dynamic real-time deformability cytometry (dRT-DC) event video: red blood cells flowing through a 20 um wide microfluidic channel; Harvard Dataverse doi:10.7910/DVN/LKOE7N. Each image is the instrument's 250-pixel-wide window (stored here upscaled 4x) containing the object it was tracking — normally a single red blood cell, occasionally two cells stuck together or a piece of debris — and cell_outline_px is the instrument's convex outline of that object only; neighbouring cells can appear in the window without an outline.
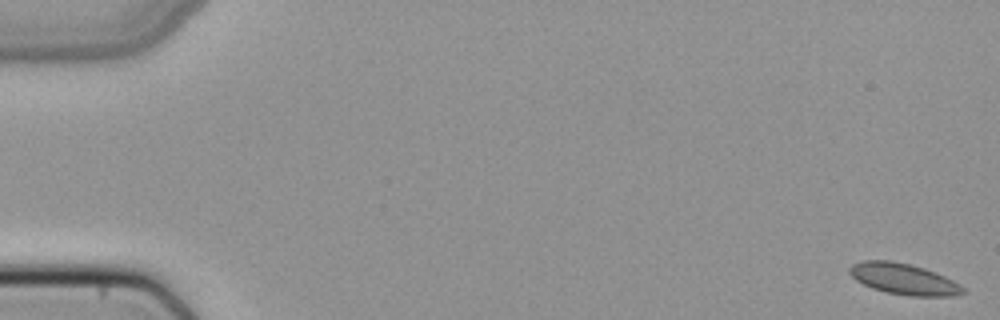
{"species": "common noctule bat (a hibernating species)", "species_latin": "Nyctalus noctula", "temperature_condition": "cold", "stored_images_in_passage": 51, "camera_frame_rate_fps": 3000, "um_per_image_px": 0.085, "animal": {"sex": "female", "body_mass_g": 22.7, "forearm_length_mm": 54.2}, "frame": {"image": 1, "passage_image": 1, "time_ms": 0.0, "image_size_px": [1000, 320], "cell_outline_px": [[964, 292], [956, 296], [908, 296], [884, 292], [872, 288], [856, 280], [848, 272], [848, 268], [852, 264], [864, 260], [892, 260], [924, 268], [936, 272], [960, 284], [964, 288]], "centroid_in_image_um": [76.8, 23.72], "position_along_channel_um": 8.2, "area_um2": 20.63}}
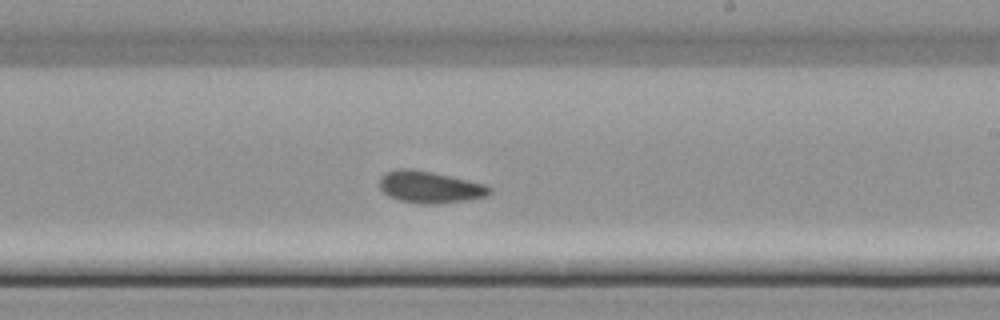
{"frame": {"image": 2, "passage_image": 31, "time_ms": 10.0, "image_size_px": [1000, 320], "cell_outline_px": [[492, 192], [484, 196], [464, 200], [436, 204], [420, 204], [400, 200], [388, 196], [380, 188], [380, 176], [384, 172], [396, 168], [412, 168], [432, 172], [468, 180], [484, 184], [492, 188]], "centroid_in_image_um": [36.48, 15.88], "position_along_channel_um": 252.5, "area_um2": 20.4}}
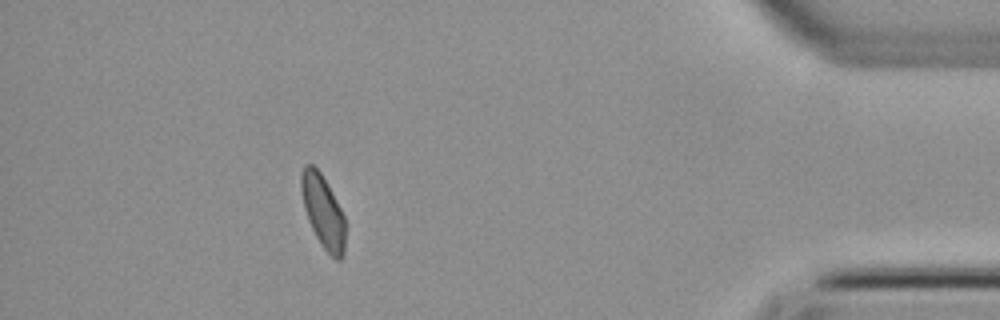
{"frame": {"image": 3, "passage_image": 46, "time_ms": 15.0, "image_size_px": [1000, 320], "cell_outline_px": [[344, 252], [340, 260], [336, 260], [324, 248], [316, 236], [308, 220], [304, 208], [300, 192], [300, 172], [304, 164], [312, 164], [320, 172], [336, 200], [344, 216]], "centroid_in_image_um": [27.42, 17.93], "position_along_channel_um": 407.8, "area_um2": 18.5}}